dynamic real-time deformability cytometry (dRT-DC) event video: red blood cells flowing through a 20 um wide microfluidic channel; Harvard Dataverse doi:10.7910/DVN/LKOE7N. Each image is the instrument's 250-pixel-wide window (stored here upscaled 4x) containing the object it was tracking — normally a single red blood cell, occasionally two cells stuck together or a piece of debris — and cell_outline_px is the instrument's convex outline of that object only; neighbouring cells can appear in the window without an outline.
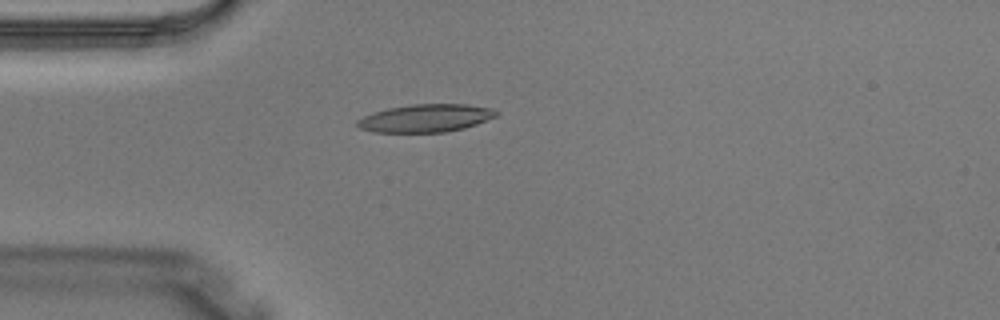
{"species": "Egyptian fruit bat (a non-hibernating species)", "species_latin": "Rousettus aegyptiacus", "temperature_condition": "warm", "stored_images_in_passage": 3, "camera_frame_rate_fps": 3000, "um_per_image_px": 0.085, "animal": {"sex": "male"}, "frame": {"image": 1, "passage_image": 3, "time_ms": 0.667, "image_size_px": [1000, 320], "cell_outline_px": [[500, 112], [496, 116], [476, 124], [464, 128], [444, 132], [372, 132], [360, 128], [356, 124], [356, 120], [372, 112], [388, 108], [412, 104], [468, 104], [496, 108]], "centroid_in_image_um": [36.2, 10.03], "position_along_channel_um": 48.8, "area_um2": 22.72}}